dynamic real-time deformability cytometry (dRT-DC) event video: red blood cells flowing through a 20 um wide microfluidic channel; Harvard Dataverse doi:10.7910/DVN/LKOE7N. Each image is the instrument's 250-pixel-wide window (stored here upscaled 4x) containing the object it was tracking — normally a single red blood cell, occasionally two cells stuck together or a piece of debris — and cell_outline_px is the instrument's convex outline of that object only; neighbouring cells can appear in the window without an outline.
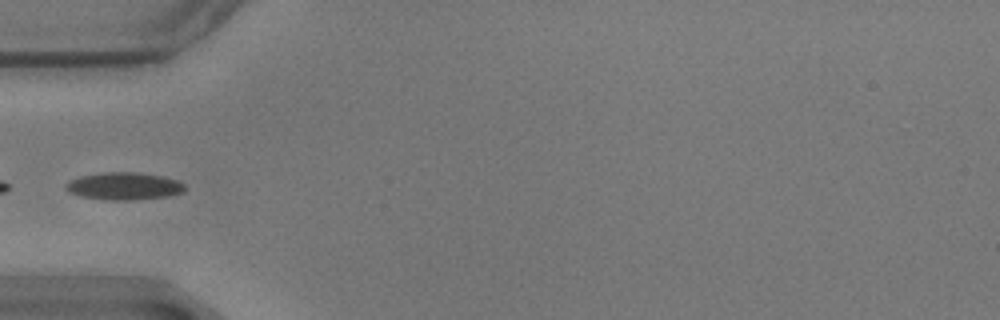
{"species": "common noctule bat (a hibernating species)", "species_latin": "Nyctalus noctula", "temperature_condition": "warm", "stored_images_in_passage": 25, "camera_frame_rate_fps": 3000, "um_per_image_px": 0.085, "animal": {"sex": "male", "body_mass_g": 17.9}, "frame": {"image": 1, "passage_image": 1, "time_ms": 0.0, "image_size_px": [1000, 320], "cell_outline_px": [[184, 192], [172, 196], [128, 200], [104, 200], [80, 196], [68, 192], [64, 188], [64, 184], [68, 180], [80, 176], [100, 172], [136, 172], [160, 176], [176, 180], [184, 184]], "centroid_in_image_um": [10.48, 15.82], "position_along_channel_um": 74.5, "area_um2": 19.25}}
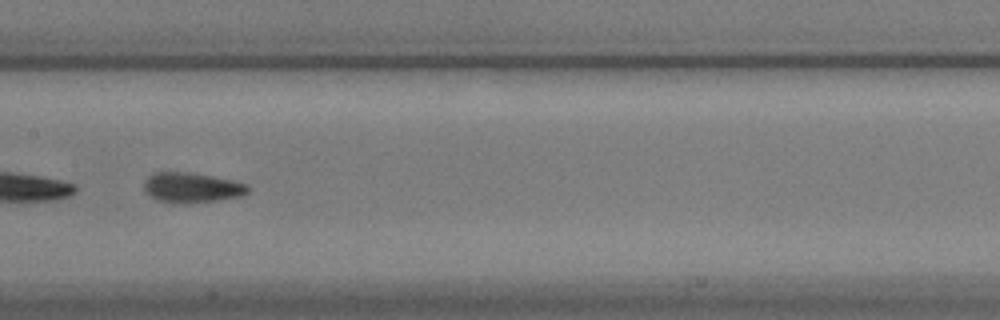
{"frame": {"image": 2, "passage_image": 11, "time_ms": 3.333, "image_size_px": [1000, 320], "cell_outline_px": [[248, 192], [240, 196], [216, 200], [188, 204], [172, 204], [156, 200], [144, 192], [144, 180], [152, 172], [192, 172], [232, 180], [248, 184]], "centroid_in_image_um": [16.24, 15.95], "position_along_channel_um": 191.2, "area_um2": 18.55}}
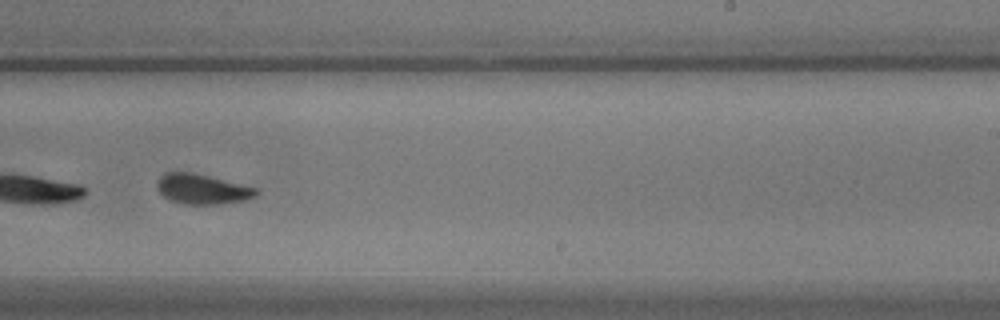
{"frame": {"image": 3, "passage_image": 18, "time_ms": 5.667, "image_size_px": [1000, 320], "cell_outline_px": [[260, 192], [256, 196], [244, 200], [220, 204], [184, 204], [172, 200], [164, 196], [156, 188], [156, 184], [160, 176], [164, 172], [192, 172], [256, 188]], "centroid_in_image_um": [17.17, 16.07], "position_along_channel_um": 271.8, "area_um2": 17.17}}